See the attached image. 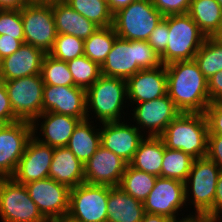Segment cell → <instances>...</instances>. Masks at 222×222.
<instances>
[{"label": "cell", "instance_id": "1", "mask_svg": "<svg viewBox=\"0 0 222 222\" xmlns=\"http://www.w3.org/2000/svg\"><path fill=\"white\" fill-rule=\"evenodd\" d=\"M167 95L181 113H204L210 104L208 80L194 60L165 65Z\"/></svg>", "mask_w": 222, "mask_h": 222}, {"label": "cell", "instance_id": "2", "mask_svg": "<svg viewBox=\"0 0 222 222\" xmlns=\"http://www.w3.org/2000/svg\"><path fill=\"white\" fill-rule=\"evenodd\" d=\"M162 65L160 56L147 41L117 37L101 65V74L127 80L142 69H154Z\"/></svg>", "mask_w": 222, "mask_h": 222}, {"label": "cell", "instance_id": "3", "mask_svg": "<svg viewBox=\"0 0 222 222\" xmlns=\"http://www.w3.org/2000/svg\"><path fill=\"white\" fill-rule=\"evenodd\" d=\"M208 134L204 113H181L159 137L165 147L181 150L198 159L207 155Z\"/></svg>", "mask_w": 222, "mask_h": 222}, {"label": "cell", "instance_id": "4", "mask_svg": "<svg viewBox=\"0 0 222 222\" xmlns=\"http://www.w3.org/2000/svg\"><path fill=\"white\" fill-rule=\"evenodd\" d=\"M124 100H127L126 80L101 75L92 86L86 89L87 119L91 120L89 113L92 110L94 117L97 116L96 119L101 123L122 121L121 112L125 107L124 103L127 102Z\"/></svg>", "mask_w": 222, "mask_h": 222}, {"label": "cell", "instance_id": "5", "mask_svg": "<svg viewBox=\"0 0 222 222\" xmlns=\"http://www.w3.org/2000/svg\"><path fill=\"white\" fill-rule=\"evenodd\" d=\"M169 41L160 56L163 65L174 61L194 60L205 34L188 14L168 15Z\"/></svg>", "mask_w": 222, "mask_h": 222}, {"label": "cell", "instance_id": "6", "mask_svg": "<svg viewBox=\"0 0 222 222\" xmlns=\"http://www.w3.org/2000/svg\"><path fill=\"white\" fill-rule=\"evenodd\" d=\"M163 18L151 0H138L114 13L112 26L122 39L147 41Z\"/></svg>", "mask_w": 222, "mask_h": 222}, {"label": "cell", "instance_id": "7", "mask_svg": "<svg viewBox=\"0 0 222 222\" xmlns=\"http://www.w3.org/2000/svg\"><path fill=\"white\" fill-rule=\"evenodd\" d=\"M220 171L221 169L207 157L194 160L191 171L184 182L185 200L194 205V214H208L214 218V197ZM189 191L193 198L190 200L188 199Z\"/></svg>", "mask_w": 222, "mask_h": 222}, {"label": "cell", "instance_id": "8", "mask_svg": "<svg viewBox=\"0 0 222 222\" xmlns=\"http://www.w3.org/2000/svg\"><path fill=\"white\" fill-rule=\"evenodd\" d=\"M10 104L19 121L32 123L42 114L44 82L41 74L4 81Z\"/></svg>", "mask_w": 222, "mask_h": 222}, {"label": "cell", "instance_id": "9", "mask_svg": "<svg viewBox=\"0 0 222 222\" xmlns=\"http://www.w3.org/2000/svg\"><path fill=\"white\" fill-rule=\"evenodd\" d=\"M24 43L42 49L46 54L57 37L52 2H31L21 8Z\"/></svg>", "mask_w": 222, "mask_h": 222}, {"label": "cell", "instance_id": "10", "mask_svg": "<svg viewBox=\"0 0 222 222\" xmlns=\"http://www.w3.org/2000/svg\"><path fill=\"white\" fill-rule=\"evenodd\" d=\"M1 222H48L29 197L23 184L0 178Z\"/></svg>", "mask_w": 222, "mask_h": 222}, {"label": "cell", "instance_id": "11", "mask_svg": "<svg viewBox=\"0 0 222 222\" xmlns=\"http://www.w3.org/2000/svg\"><path fill=\"white\" fill-rule=\"evenodd\" d=\"M108 186L82 183L70 189L68 216L79 222H107Z\"/></svg>", "mask_w": 222, "mask_h": 222}, {"label": "cell", "instance_id": "12", "mask_svg": "<svg viewBox=\"0 0 222 222\" xmlns=\"http://www.w3.org/2000/svg\"><path fill=\"white\" fill-rule=\"evenodd\" d=\"M32 136V124L27 121L0 126V178L13 176Z\"/></svg>", "mask_w": 222, "mask_h": 222}, {"label": "cell", "instance_id": "13", "mask_svg": "<svg viewBox=\"0 0 222 222\" xmlns=\"http://www.w3.org/2000/svg\"><path fill=\"white\" fill-rule=\"evenodd\" d=\"M25 187L47 221L68 214L70 188L66 185L47 177L29 182Z\"/></svg>", "mask_w": 222, "mask_h": 222}, {"label": "cell", "instance_id": "14", "mask_svg": "<svg viewBox=\"0 0 222 222\" xmlns=\"http://www.w3.org/2000/svg\"><path fill=\"white\" fill-rule=\"evenodd\" d=\"M184 205H187L185 183L160 176L157 177L154 188L143 202L145 213L160 214L173 220L178 219V212L182 211Z\"/></svg>", "mask_w": 222, "mask_h": 222}, {"label": "cell", "instance_id": "15", "mask_svg": "<svg viewBox=\"0 0 222 222\" xmlns=\"http://www.w3.org/2000/svg\"><path fill=\"white\" fill-rule=\"evenodd\" d=\"M135 105L132 110V116H134L132 118L137 123L136 127L140 131H146L148 129L146 132L150 137L160 136L170 122L181 114L167 94L154 100L140 102Z\"/></svg>", "mask_w": 222, "mask_h": 222}, {"label": "cell", "instance_id": "16", "mask_svg": "<svg viewBox=\"0 0 222 222\" xmlns=\"http://www.w3.org/2000/svg\"><path fill=\"white\" fill-rule=\"evenodd\" d=\"M44 112L87 119L86 89L78 86L44 85L42 113Z\"/></svg>", "mask_w": 222, "mask_h": 222}, {"label": "cell", "instance_id": "17", "mask_svg": "<svg viewBox=\"0 0 222 222\" xmlns=\"http://www.w3.org/2000/svg\"><path fill=\"white\" fill-rule=\"evenodd\" d=\"M53 153V147L39 142L32 136L11 178L25 185L49 177Z\"/></svg>", "mask_w": 222, "mask_h": 222}, {"label": "cell", "instance_id": "18", "mask_svg": "<svg viewBox=\"0 0 222 222\" xmlns=\"http://www.w3.org/2000/svg\"><path fill=\"white\" fill-rule=\"evenodd\" d=\"M102 127L100 128L101 146L129 164L139 144L145 138V132L142 133L135 125L122 121L104 122Z\"/></svg>", "mask_w": 222, "mask_h": 222}, {"label": "cell", "instance_id": "19", "mask_svg": "<svg viewBox=\"0 0 222 222\" xmlns=\"http://www.w3.org/2000/svg\"><path fill=\"white\" fill-rule=\"evenodd\" d=\"M127 165L121 157L100 145L84 164L85 183L118 187Z\"/></svg>", "mask_w": 222, "mask_h": 222}, {"label": "cell", "instance_id": "20", "mask_svg": "<svg viewBox=\"0 0 222 222\" xmlns=\"http://www.w3.org/2000/svg\"><path fill=\"white\" fill-rule=\"evenodd\" d=\"M127 99L132 105L154 100L167 94L165 65L154 69H142L127 80Z\"/></svg>", "mask_w": 222, "mask_h": 222}, {"label": "cell", "instance_id": "21", "mask_svg": "<svg viewBox=\"0 0 222 222\" xmlns=\"http://www.w3.org/2000/svg\"><path fill=\"white\" fill-rule=\"evenodd\" d=\"M41 119H43L42 122L40 121ZM38 120L41 122L40 125ZM80 121L81 119L69 115L44 112L31 123L33 128V136L39 142L53 148L66 147L69 138ZM38 125L40 128H38ZM37 128L40 129L41 132V135L39 134V136H44L43 138H39V136L36 135L38 133Z\"/></svg>", "mask_w": 222, "mask_h": 222}, {"label": "cell", "instance_id": "22", "mask_svg": "<svg viewBox=\"0 0 222 222\" xmlns=\"http://www.w3.org/2000/svg\"><path fill=\"white\" fill-rule=\"evenodd\" d=\"M45 55L42 49L23 43L16 52L0 60V79L7 81L41 74Z\"/></svg>", "mask_w": 222, "mask_h": 222}, {"label": "cell", "instance_id": "23", "mask_svg": "<svg viewBox=\"0 0 222 222\" xmlns=\"http://www.w3.org/2000/svg\"><path fill=\"white\" fill-rule=\"evenodd\" d=\"M52 12L57 34L88 39L100 27L72 9L64 0L52 2Z\"/></svg>", "mask_w": 222, "mask_h": 222}, {"label": "cell", "instance_id": "24", "mask_svg": "<svg viewBox=\"0 0 222 222\" xmlns=\"http://www.w3.org/2000/svg\"><path fill=\"white\" fill-rule=\"evenodd\" d=\"M49 178L72 189L85 183L84 164L67 147L54 148Z\"/></svg>", "mask_w": 222, "mask_h": 222}, {"label": "cell", "instance_id": "25", "mask_svg": "<svg viewBox=\"0 0 222 222\" xmlns=\"http://www.w3.org/2000/svg\"><path fill=\"white\" fill-rule=\"evenodd\" d=\"M144 214L142 201L119 187L108 186L107 222H141Z\"/></svg>", "mask_w": 222, "mask_h": 222}, {"label": "cell", "instance_id": "26", "mask_svg": "<svg viewBox=\"0 0 222 222\" xmlns=\"http://www.w3.org/2000/svg\"><path fill=\"white\" fill-rule=\"evenodd\" d=\"M89 119L81 120L69 138L66 147L85 164L101 145L100 128ZM96 128V129H95Z\"/></svg>", "mask_w": 222, "mask_h": 222}, {"label": "cell", "instance_id": "27", "mask_svg": "<svg viewBox=\"0 0 222 222\" xmlns=\"http://www.w3.org/2000/svg\"><path fill=\"white\" fill-rule=\"evenodd\" d=\"M163 156L164 143L162 139L159 136H146L139 144L129 164L135 169L161 177Z\"/></svg>", "mask_w": 222, "mask_h": 222}, {"label": "cell", "instance_id": "28", "mask_svg": "<svg viewBox=\"0 0 222 222\" xmlns=\"http://www.w3.org/2000/svg\"><path fill=\"white\" fill-rule=\"evenodd\" d=\"M206 37H214L222 23V7L216 0H191L187 13Z\"/></svg>", "mask_w": 222, "mask_h": 222}, {"label": "cell", "instance_id": "29", "mask_svg": "<svg viewBox=\"0 0 222 222\" xmlns=\"http://www.w3.org/2000/svg\"><path fill=\"white\" fill-rule=\"evenodd\" d=\"M156 179L157 176L135 169L128 164L118 187L134 199L144 202L154 188Z\"/></svg>", "mask_w": 222, "mask_h": 222}, {"label": "cell", "instance_id": "30", "mask_svg": "<svg viewBox=\"0 0 222 222\" xmlns=\"http://www.w3.org/2000/svg\"><path fill=\"white\" fill-rule=\"evenodd\" d=\"M117 37L113 26L100 27L84 40V55L101 66Z\"/></svg>", "mask_w": 222, "mask_h": 222}, {"label": "cell", "instance_id": "31", "mask_svg": "<svg viewBox=\"0 0 222 222\" xmlns=\"http://www.w3.org/2000/svg\"><path fill=\"white\" fill-rule=\"evenodd\" d=\"M194 61L207 80L222 71V42L214 37H207L195 54Z\"/></svg>", "mask_w": 222, "mask_h": 222}, {"label": "cell", "instance_id": "32", "mask_svg": "<svg viewBox=\"0 0 222 222\" xmlns=\"http://www.w3.org/2000/svg\"><path fill=\"white\" fill-rule=\"evenodd\" d=\"M72 9L99 27L113 25V13L107 0H64Z\"/></svg>", "mask_w": 222, "mask_h": 222}, {"label": "cell", "instance_id": "33", "mask_svg": "<svg viewBox=\"0 0 222 222\" xmlns=\"http://www.w3.org/2000/svg\"><path fill=\"white\" fill-rule=\"evenodd\" d=\"M194 160L195 158L181 150H173L164 146L161 177L185 182Z\"/></svg>", "mask_w": 222, "mask_h": 222}, {"label": "cell", "instance_id": "34", "mask_svg": "<svg viewBox=\"0 0 222 222\" xmlns=\"http://www.w3.org/2000/svg\"><path fill=\"white\" fill-rule=\"evenodd\" d=\"M67 65L72 74L74 86L84 89L92 86L102 75L101 66L85 55L67 61Z\"/></svg>", "mask_w": 222, "mask_h": 222}, {"label": "cell", "instance_id": "35", "mask_svg": "<svg viewBox=\"0 0 222 222\" xmlns=\"http://www.w3.org/2000/svg\"><path fill=\"white\" fill-rule=\"evenodd\" d=\"M41 76L44 85L74 86L67 62L56 59L48 53L42 61Z\"/></svg>", "mask_w": 222, "mask_h": 222}, {"label": "cell", "instance_id": "36", "mask_svg": "<svg viewBox=\"0 0 222 222\" xmlns=\"http://www.w3.org/2000/svg\"><path fill=\"white\" fill-rule=\"evenodd\" d=\"M48 54L64 62L80 57L84 55V40L73 35L57 34Z\"/></svg>", "mask_w": 222, "mask_h": 222}, {"label": "cell", "instance_id": "37", "mask_svg": "<svg viewBox=\"0 0 222 222\" xmlns=\"http://www.w3.org/2000/svg\"><path fill=\"white\" fill-rule=\"evenodd\" d=\"M0 35L24 39L21 9H0Z\"/></svg>", "mask_w": 222, "mask_h": 222}, {"label": "cell", "instance_id": "38", "mask_svg": "<svg viewBox=\"0 0 222 222\" xmlns=\"http://www.w3.org/2000/svg\"><path fill=\"white\" fill-rule=\"evenodd\" d=\"M169 41L168 15L164 16L162 21L155 27L150 34L147 42L153 50L161 56L167 47Z\"/></svg>", "mask_w": 222, "mask_h": 222}, {"label": "cell", "instance_id": "39", "mask_svg": "<svg viewBox=\"0 0 222 222\" xmlns=\"http://www.w3.org/2000/svg\"><path fill=\"white\" fill-rule=\"evenodd\" d=\"M153 6L163 15L187 14L191 0H151Z\"/></svg>", "mask_w": 222, "mask_h": 222}, {"label": "cell", "instance_id": "40", "mask_svg": "<svg viewBox=\"0 0 222 222\" xmlns=\"http://www.w3.org/2000/svg\"><path fill=\"white\" fill-rule=\"evenodd\" d=\"M204 114L208 124V135H222V102H210Z\"/></svg>", "mask_w": 222, "mask_h": 222}, {"label": "cell", "instance_id": "41", "mask_svg": "<svg viewBox=\"0 0 222 222\" xmlns=\"http://www.w3.org/2000/svg\"><path fill=\"white\" fill-rule=\"evenodd\" d=\"M19 121L13 113L4 81L0 79V124L6 125Z\"/></svg>", "mask_w": 222, "mask_h": 222}, {"label": "cell", "instance_id": "42", "mask_svg": "<svg viewBox=\"0 0 222 222\" xmlns=\"http://www.w3.org/2000/svg\"><path fill=\"white\" fill-rule=\"evenodd\" d=\"M206 157L222 170V135H208Z\"/></svg>", "mask_w": 222, "mask_h": 222}, {"label": "cell", "instance_id": "43", "mask_svg": "<svg viewBox=\"0 0 222 222\" xmlns=\"http://www.w3.org/2000/svg\"><path fill=\"white\" fill-rule=\"evenodd\" d=\"M23 43L24 39L0 35V60L16 52Z\"/></svg>", "mask_w": 222, "mask_h": 222}, {"label": "cell", "instance_id": "44", "mask_svg": "<svg viewBox=\"0 0 222 222\" xmlns=\"http://www.w3.org/2000/svg\"><path fill=\"white\" fill-rule=\"evenodd\" d=\"M208 92L210 102H222V71L208 79Z\"/></svg>", "mask_w": 222, "mask_h": 222}, {"label": "cell", "instance_id": "45", "mask_svg": "<svg viewBox=\"0 0 222 222\" xmlns=\"http://www.w3.org/2000/svg\"><path fill=\"white\" fill-rule=\"evenodd\" d=\"M222 170L219 173L214 197V219L222 222Z\"/></svg>", "mask_w": 222, "mask_h": 222}, {"label": "cell", "instance_id": "46", "mask_svg": "<svg viewBox=\"0 0 222 222\" xmlns=\"http://www.w3.org/2000/svg\"><path fill=\"white\" fill-rule=\"evenodd\" d=\"M174 222H218V221L209 216L208 214L191 215L190 213L189 215H187V217L186 216L184 218L182 217V219L178 218Z\"/></svg>", "mask_w": 222, "mask_h": 222}, {"label": "cell", "instance_id": "47", "mask_svg": "<svg viewBox=\"0 0 222 222\" xmlns=\"http://www.w3.org/2000/svg\"><path fill=\"white\" fill-rule=\"evenodd\" d=\"M33 0H0V9H21Z\"/></svg>", "mask_w": 222, "mask_h": 222}, {"label": "cell", "instance_id": "48", "mask_svg": "<svg viewBox=\"0 0 222 222\" xmlns=\"http://www.w3.org/2000/svg\"><path fill=\"white\" fill-rule=\"evenodd\" d=\"M135 1H138V0H107V3L111 12L114 14L118 10L124 7H127L129 4Z\"/></svg>", "mask_w": 222, "mask_h": 222}, {"label": "cell", "instance_id": "49", "mask_svg": "<svg viewBox=\"0 0 222 222\" xmlns=\"http://www.w3.org/2000/svg\"><path fill=\"white\" fill-rule=\"evenodd\" d=\"M174 221L175 220L164 215L145 213L141 222H174Z\"/></svg>", "mask_w": 222, "mask_h": 222}, {"label": "cell", "instance_id": "50", "mask_svg": "<svg viewBox=\"0 0 222 222\" xmlns=\"http://www.w3.org/2000/svg\"><path fill=\"white\" fill-rule=\"evenodd\" d=\"M48 222H79V221H76L70 218L68 215H65V216H60V217L51 219Z\"/></svg>", "mask_w": 222, "mask_h": 222}, {"label": "cell", "instance_id": "51", "mask_svg": "<svg viewBox=\"0 0 222 222\" xmlns=\"http://www.w3.org/2000/svg\"><path fill=\"white\" fill-rule=\"evenodd\" d=\"M214 38L222 42V23H221L219 31L215 34Z\"/></svg>", "mask_w": 222, "mask_h": 222}, {"label": "cell", "instance_id": "52", "mask_svg": "<svg viewBox=\"0 0 222 222\" xmlns=\"http://www.w3.org/2000/svg\"><path fill=\"white\" fill-rule=\"evenodd\" d=\"M55 1H63V0H33V2H43V3H51Z\"/></svg>", "mask_w": 222, "mask_h": 222}, {"label": "cell", "instance_id": "53", "mask_svg": "<svg viewBox=\"0 0 222 222\" xmlns=\"http://www.w3.org/2000/svg\"><path fill=\"white\" fill-rule=\"evenodd\" d=\"M219 4H220V6L222 7V0H216Z\"/></svg>", "mask_w": 222, "mask_h": 222}]
</instances>
